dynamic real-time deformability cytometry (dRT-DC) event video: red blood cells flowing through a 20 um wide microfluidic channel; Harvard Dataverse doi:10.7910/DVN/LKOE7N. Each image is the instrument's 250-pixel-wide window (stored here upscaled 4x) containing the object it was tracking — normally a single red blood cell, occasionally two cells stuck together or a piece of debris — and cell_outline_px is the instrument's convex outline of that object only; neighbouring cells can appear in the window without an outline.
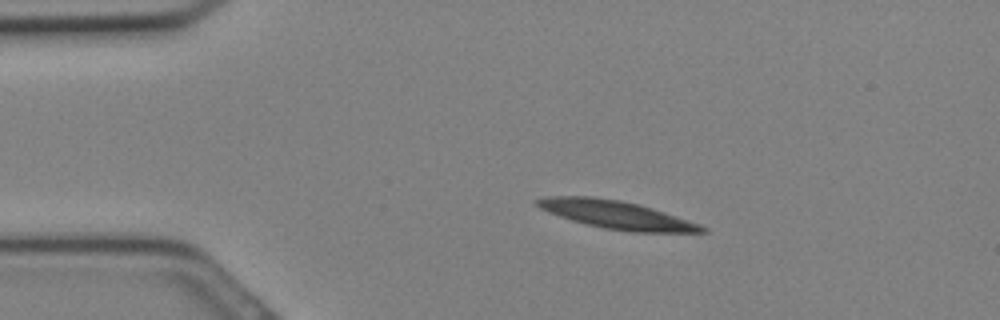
{"species": "Egyptian fruit bat (a non-hibernating species)", "species_latin": "Rousettus aegyptiacus", "temperature_condition": "cold", "stored_images_in_passage": 17, "camera_frame_rate_fps": 3000, "um_per_image_px": 0.085, "animal": {"sex": "female"}, "frame": {"image": 1, "passage_image": 6, "time_ms": 1.667, "image_size_px": [1000, 320], "cell_outline_px": [[708, 232], [632, 232], [604, 228], [572, 220], [548, 212], [540, 208], [532, 200], [544, 196], [592, 196], [620, 200], [640, 204], [700, 224], [708, 228]], "centroid_in_image_um": [52.38, 18.24], "position_along_channel_um": 32.6, "area_um2": 26.88}}
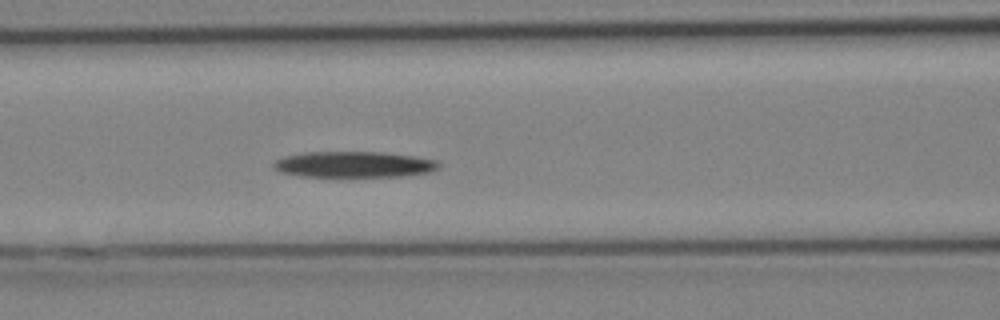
{"frame": {"image": 2, "passage_image": 13, "time_ms": 4.0, "image_size_px": [1000, 320], "cell_outline_px": [[440, 168], [428, 172], [400, 176], [300, 176], [284, 172], [276, 168], [272, 164], [276, 160], [284, 156], [304, 152], [384, 152], [416, 156], [436, 160], [440, 164]], "centroid_in_image_um": [30.12, 13.96], "position_along_channel_um": 136.5, "area_um2": 24.8}}
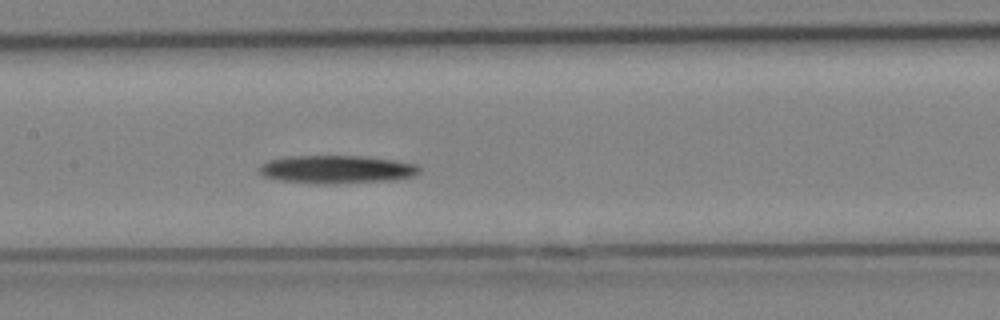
{"frame": {"image": 3, "passage_image": 15, "time_ms": 4.667, "image_size_px": [1000, 320], "cell_outline_px": [[420, 172], [416, 176], [396, 180], [336, 184], [316, 184], [280, 180], [264, 176], [260, 172], [260, 168], [268, 160], [284, 156], [364, 156], [396, 160], [416, 164], [420, 168]], "centroid_in_image_um": [28.68, 14.4], "position_along_channel_um": 178.7, "area_um2": 26.53}}